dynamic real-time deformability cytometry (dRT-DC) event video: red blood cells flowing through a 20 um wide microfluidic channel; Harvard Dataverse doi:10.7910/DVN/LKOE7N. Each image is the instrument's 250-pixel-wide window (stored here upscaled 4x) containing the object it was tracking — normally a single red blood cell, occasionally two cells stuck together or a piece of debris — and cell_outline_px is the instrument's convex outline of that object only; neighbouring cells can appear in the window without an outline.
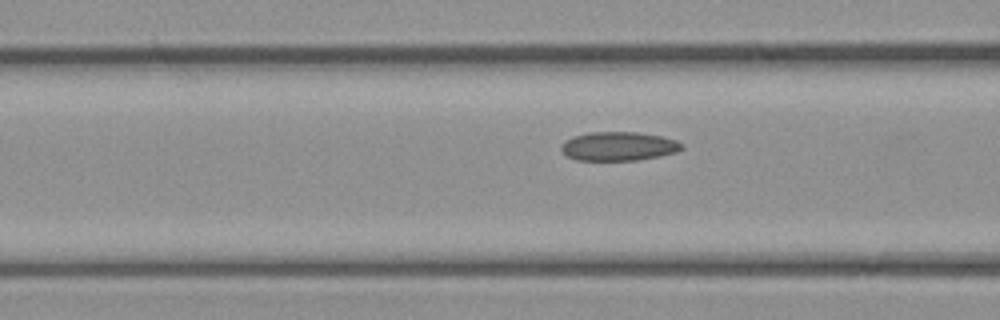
{"species": "common noctule bat (a hibernating species)", "species_latin": "Nyctalus noctula", "temperature_condition": "cold", "stored_images_in_passage": 19, "camera_frame_rate_fps": 3000, "um_per_image_px": 0.085, "animal": {"sex": "female", "body_mass_g": 21.9}, "frame": {"image": 1, "passage_image": 17, "time_ms": 5.333, "image_size_px": [1000, 320], "cell_outline_px": [[684, 148], [676, 152], [660, 156], [636, 160], [576, 160], [568, 156], [560, 148], [560, 144], [564, 140], [572, 136], [588, 132], [636, 132], [660, 136], [676, 140], [684, 144]], "centroid_in_image_um": [52.56, 12.42], "position_along_channel_um": 114.0, "area_um2": 20.4}}